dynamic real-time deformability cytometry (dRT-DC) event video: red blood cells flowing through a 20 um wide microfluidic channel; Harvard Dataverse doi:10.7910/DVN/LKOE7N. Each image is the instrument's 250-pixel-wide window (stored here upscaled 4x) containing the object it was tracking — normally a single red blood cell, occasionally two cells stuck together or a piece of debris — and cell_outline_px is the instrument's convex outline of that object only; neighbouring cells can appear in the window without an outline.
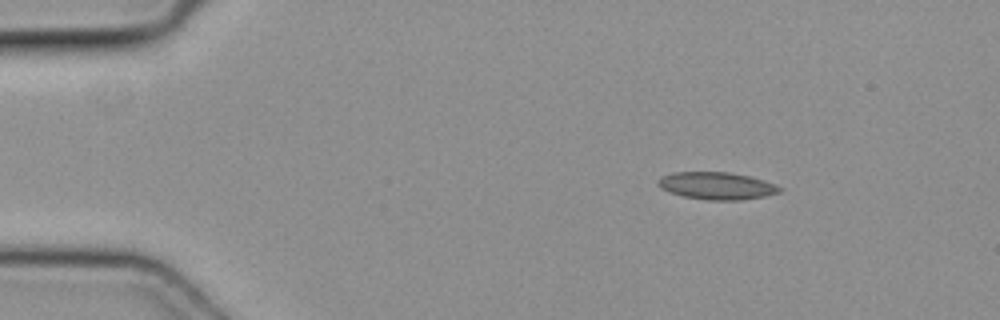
{"species": "common noctule bat (a hibernating species)", "species_latin": "Nyctalus noctula", "temperature_condition": "cold", "stored_images_in_passage": 43, "camera_frame_rate_fps": 3000, "um_per_image_px": 0.085, "animal": {"sex": "female", "body_mass_g": 19.3, "forearm_length_mm": 54.1}, "frame": {"image": 1, "passage_image": 1, "time_ms": 0.0, "image_size_px": [1000, 320], "cell_outline_px": [[784, 188], [780, 192], [764, 196], [740, 200], [708, 200], [684, 196], [660, 188], [656, 184], [660, 176], [672, 172], [728, 172], [748, 176], [764, 180]], "centroid_in_image_um": [60.91, 15.78], "position_along_channel_um": 24.1, "area_um2": 19.31}}
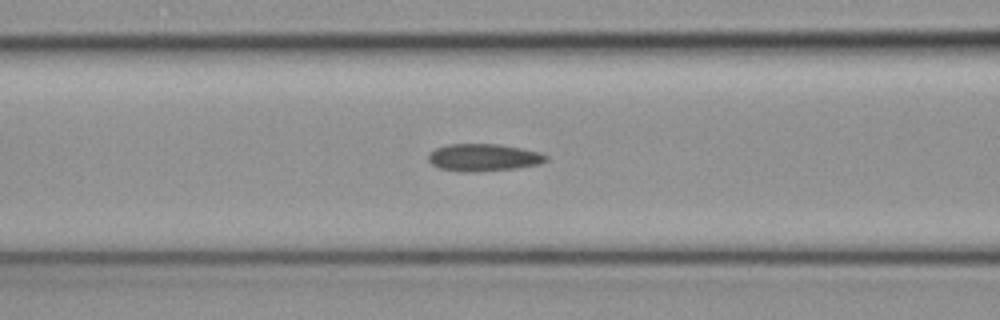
{"frame": {"image": 2, "passage_image": 14, "time_ms": 4.333, "image_size_px": [1000, 320], "cell_outline_px": [[548, 160], [540, 164], [516, 168], [476, 172], [460, 172], [440, 168], [432, 164], [428, 160], [428, 156], [436, 148], [448, 144], [500, 144], [540, 152], [548, 156]], "centroid_in_image_um": [41.12, 13.39], "position_along_channel_um": 125.5, "area_um2": 18.79}}
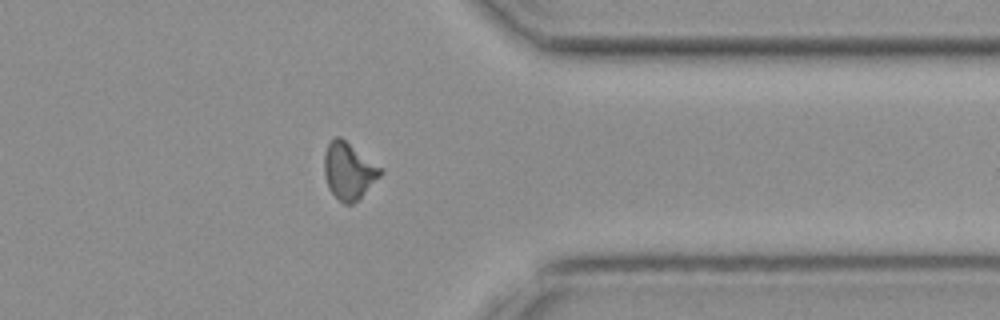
{"frame": {"image": 3, "passage_image": 33, "time_ms": 10.667, "image_size_px": [1000, 320], "cell_outline_px": [[384, 172], [360, 200], [352, 204], [344, 204], [328, 188], [324, 176], [324, 152], [328, 144], [336, 136], [340, 136], [380, 168]], "centroid_in_image_um": [29.63, 14.56], "position_along_channel_um": 381.8, "area_um2": 18.5}}